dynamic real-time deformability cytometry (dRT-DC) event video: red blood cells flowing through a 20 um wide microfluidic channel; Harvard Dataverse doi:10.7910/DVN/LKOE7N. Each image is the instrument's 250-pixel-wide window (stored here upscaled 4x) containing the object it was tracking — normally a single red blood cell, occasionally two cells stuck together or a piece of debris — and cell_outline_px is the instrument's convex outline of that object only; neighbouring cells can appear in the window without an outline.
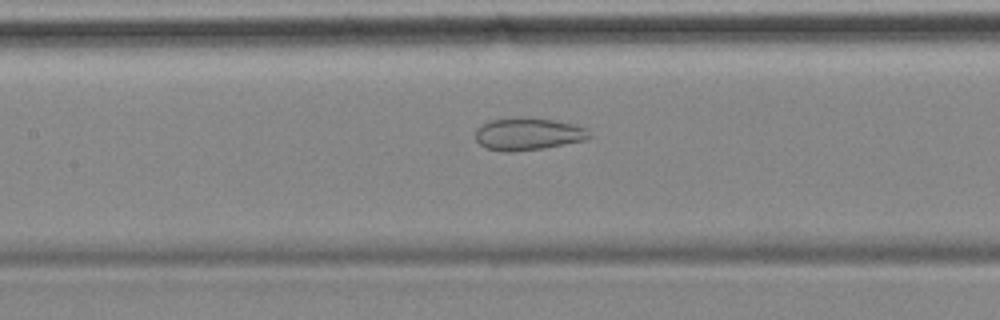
{"species": "common noctule bat (a hibernating species)", "species_latin": "Nyctalus noctula", "temperature_condition": "cold", "stored_images_in_passage": 56, "camera_frame_rate_fps": 3000, "um_per_image_px": 0.085, "animal": {"sex": "female", "body_mass_g": 18.4}, "frame": {"image": 1, "passage_image": 25, "time_ms": 8.0, "image_size_px": [1000, 320], "cell_outline_px": [[592, 136], [584, 140], [544, 148], [512, 152], [508, 152], [488, 148], [480, 144], [476, 140], [476, 128], [492, 120], [552, 120], [572, 124], [588, 128]], "centroid_in_image_um": [44.93, 11.44], "position_along_channel_um": 162.5, "area_um2": 20.52}}
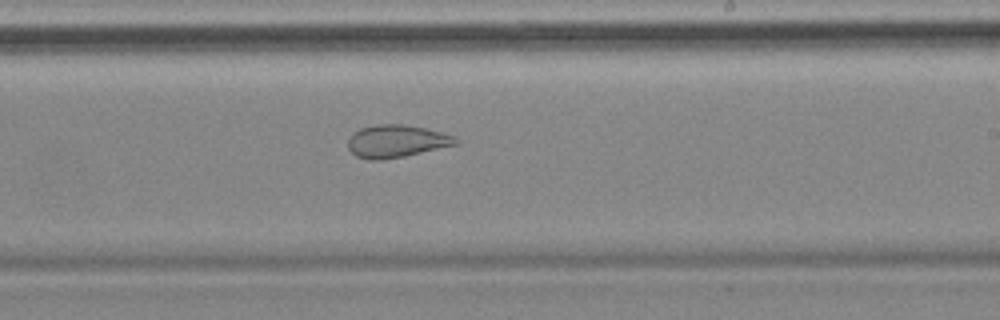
{"frame": {"image": 2, "passage_image": 33, "time_ms": 10.667, "image_size_px": [1000, 320], "cell_outline_px": [[460, 144], [404, 156], [380, 160], [368, 160], [356, 156], [348, 148], [348, 140], [352, 132], [360, 128], [376, 124], [400, 124], [424, 128], [440, 132], [452, 136], [460, 140]], "centroid_in_image_um": [33.68, 12.0], "position_along_channel_um": 255.3, "area_um2": 20.46}}
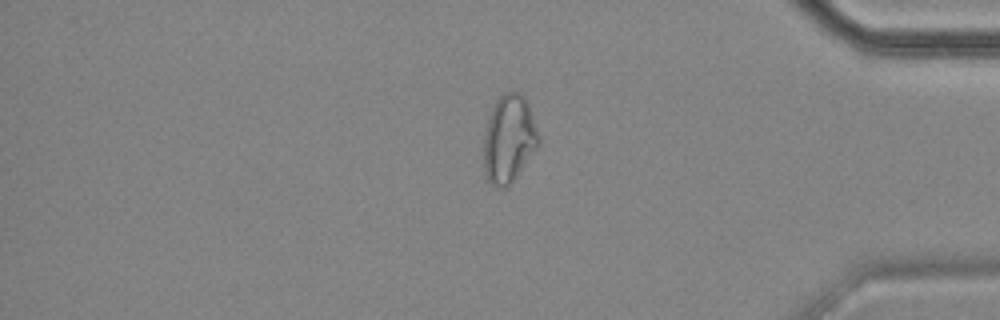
{"frame": {"image": 3, "passage_image": 47, "time_ms": 15.333, "image_size_px": [1000, 320], "cell_outline_px": [[540, 144], [516, 176], [504, 188], [500, 188], [488, 184], [484, 176], [484, 132], [492, 108], [496, 100], [504, 92], [520, 92], [524, 96], [528, 104], [540, 136]], "centroid_in_image_um": [43.25, 11.81], "position_along_channel_um": 392.0, "area_um2": 28.15}, "authors_computed_cell_mechanics": {"area_um2": 27.9752, "velocity_mm_per_s": 3.5055, "shape_relaxation_time_tau1_ms": null, "shape_relaxation_time_tau2_ms": 1.6894, "deformation_change_tau1": null, "deformation_change_tau2": 0.085}}